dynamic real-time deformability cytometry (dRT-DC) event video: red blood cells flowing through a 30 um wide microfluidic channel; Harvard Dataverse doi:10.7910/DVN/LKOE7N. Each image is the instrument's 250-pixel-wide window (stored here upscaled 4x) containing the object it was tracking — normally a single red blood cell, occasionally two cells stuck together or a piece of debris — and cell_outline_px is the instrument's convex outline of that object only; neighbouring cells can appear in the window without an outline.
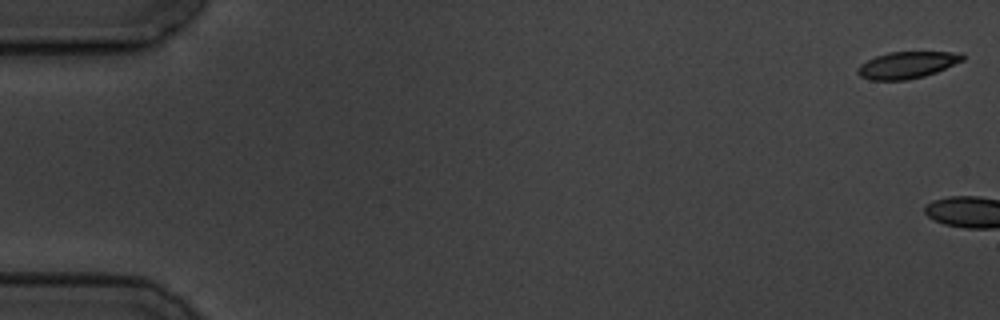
{"species": "common noctule bat (a hibernating species)", "species_latin": "Nyctalus noctula", "temperature_condition": "cold", "stored_images_in_passage": 11, "camera_frame_rate_fps": 3000, "um_per_image_px": 0.085, "animal": {"sex": "male", "body_mass_g": 19.5, "forearm_length_mm": 54.6}, "frame": {"image": 1, "passage_image": 1, "time_ms": 0.0, "image_size_px": [1000, 320], "cell_outline_px": [[964, 60], [936, 72], [924, 76], [908, 80], [872, 80], [860, 76], [856, 72], [856, 68], [860, 64], [876, 56], [888, 52], [964, 52]], "centroid_in_image_um": [77.1, 5.52], "position_along_channel_um": 7.9, "area_um2": 16.42}}
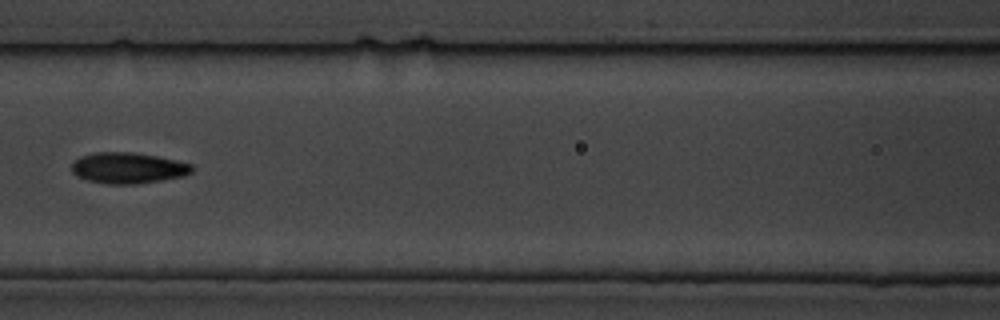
{"frame": {"image": 2, "passage_image": 8, "time_ms": 9.333, "image_size_px": [1000, 320], "cell_outline_px": [[192, 172], [184, 176], [136, 184], [108, 184], [88, 180], [76, 176], [72, 172], [72, 164], [80, 156], [96, 152], [132, 152], [156, 156], [176, 160], [192, 164]], "centroid_in_image_um": [10.87, 14.28], "position_along_channel_um": 155.7, "area_um2": 21.62}}
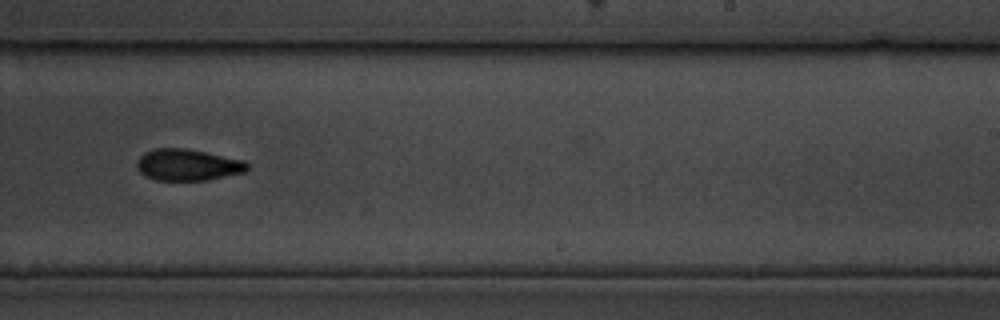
{"frame": {"image": 3, "passage_image": 11, "time_ms": 12.667, "image_size_px": [1000, 320], "cell_outline_px": [[248, 168], [244, 172], [208, 180], [156, 180], [144, 176], [136, 168], [136, 164], [140, 156], [144, 152], [156, 148], [184, 148], [244, 160], [248, 164]], "centroid_in_image_um": [15.92, 14.02], "position_along_channel_um": 273.1, "area_um2": 20.23}}